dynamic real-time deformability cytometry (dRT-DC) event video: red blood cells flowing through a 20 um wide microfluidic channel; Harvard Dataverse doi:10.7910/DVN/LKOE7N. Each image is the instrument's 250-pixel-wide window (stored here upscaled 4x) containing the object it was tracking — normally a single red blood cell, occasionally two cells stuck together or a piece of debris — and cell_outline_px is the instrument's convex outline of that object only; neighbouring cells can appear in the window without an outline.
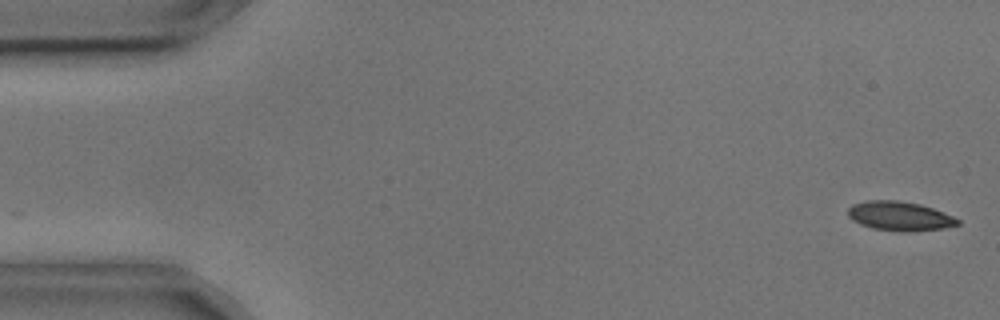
{"species": "common noctule bat (a hibernating species)", "species_latin": "Nyctalus noctula", "temperature_condition": "cold", "stored_images_in_passage": 2, "camera_frame_rate_fps": 3000, "um_per_image_px": 0.085, "animal": {"sex": "male", "body_mass_g": 17.9, "forearm_length_mm": 54.2}, "frame": {"image": 1, "passage_image": 2, "time_ms": 0.333, "image_size_px": [1000, 320], "cell_outline_px": [[960, 224], [944, 228], [904, 232], [900, 232], [872, 228], [860, 224], [852, 220], [848, 216], [848, 208], [852, 204], [868, 200], [896, 200], [920, 204], [944, 212], [960, 220]], "centroid_in_image_um": [76.46, 18.37], "position_along_channel_um": 8.5, "area_um2": 18.73}}